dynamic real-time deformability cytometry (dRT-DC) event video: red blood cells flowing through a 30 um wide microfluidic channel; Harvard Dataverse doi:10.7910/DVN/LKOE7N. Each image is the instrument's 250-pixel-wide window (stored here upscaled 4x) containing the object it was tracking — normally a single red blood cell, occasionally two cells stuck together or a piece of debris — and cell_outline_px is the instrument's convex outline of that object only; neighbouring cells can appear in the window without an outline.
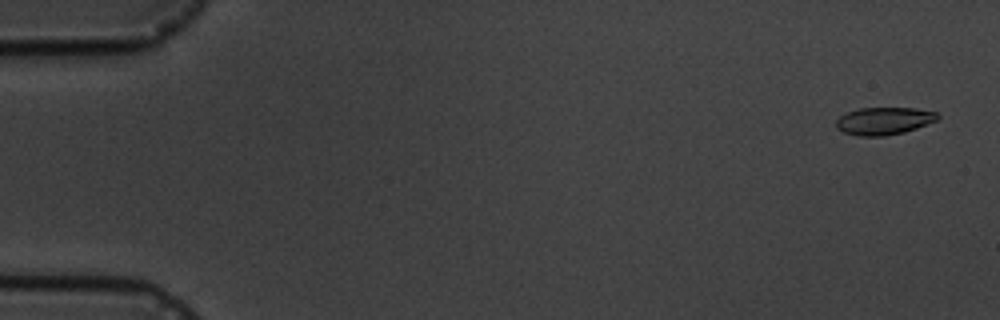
{"species": "common noctule bat (a hibernating species)", "species_latin": "Nyctalus noctula", "temperature_condition": "cold", "stored_images_in_passage": 6, "camera_frame_rate_fps": 3000, "um_per_image_px": 0.085, "animal": {"sex": "male", "body_mass_g": 19.5, "forearm_length_mm": 54.6}, "frame": {"image": 1, "passage_image": 1, "time_ms": 0.0, "image_size_px": [1000, 320], "cell_outline_px": [[940, 116], [936, 120], [916, 128], [904, 132], [884, 136], [860, 136], [844, 132], [836, 128], [836, 120], [840, 116], [848, 112], [860, 108], [916, 108], [936, 112]], "centroid_in_image_um": [75.13, 10.28], "position_along_channel_um": 9.9, "area_um2": 16.13}}
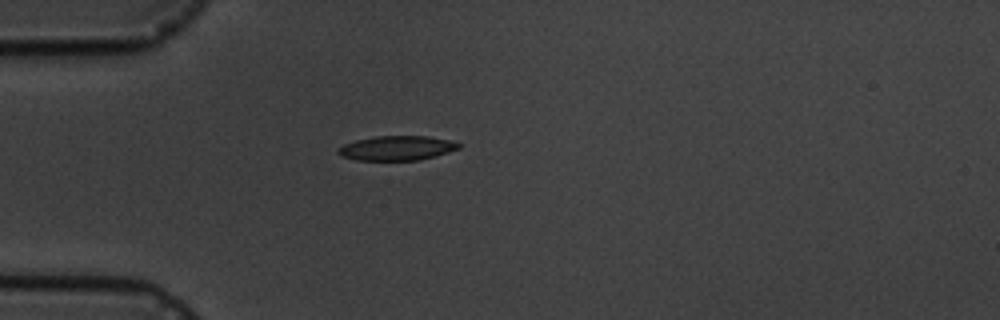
{"frame": {"image": 2, "passage_image": 5, "time_ms": 4.667, "image_size_px": [1000, 320], "cell_outline_px": [[460, 148], [436, 156], [420, 160], [356, 160], [340, 156], [336, 152], [336, 148], [344, 144], [356, 140], [376, 136], [428, 136], [448, 140], [460, 144]], "centroid_in_image_um": [33.68, 12.59], "position_along_channel_um": 51.3, "area_um2": 17.28}}